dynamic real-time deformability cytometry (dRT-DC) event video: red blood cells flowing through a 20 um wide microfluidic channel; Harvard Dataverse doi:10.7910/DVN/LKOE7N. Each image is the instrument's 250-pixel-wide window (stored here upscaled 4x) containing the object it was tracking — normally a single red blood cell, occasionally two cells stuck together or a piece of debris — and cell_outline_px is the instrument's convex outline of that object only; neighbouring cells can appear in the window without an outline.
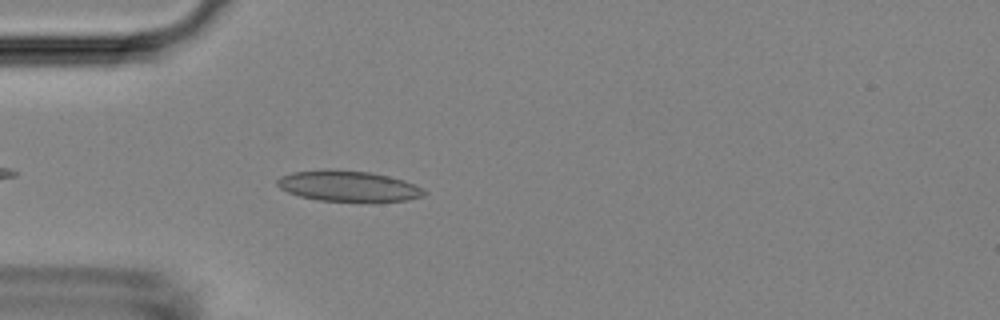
{"species": "Egyptian fruit bat (a non-hibernating species)", "species_latin": "Rousettus aegyptiacus", "temperature_condition": "room temperature", "stored_images_in_passage": 41, "camera_frame_rate_fps": 3000, "um_per_image_px": 0.085, "animal": {"sex": "female"}, "frame": {"image": 1, "passage_image": 4, "time_ms": 1.0, "image_size_px": [1000, 320], "cell_outline_px": [[428, 192], [424, 196], [404, 200], [376, 204], [316, 200], [300, 196], [288, 192], [280, 188], [276, 184], [276, 180], [280, 176], [292, 172], [324, 168], [328, 168], [372, 172], [404, 180], [424, 188]], "centroid_in_image_um": [29.63, 15.84], "position_along_channel_um": 55.4, "area_um2": 27.51}}
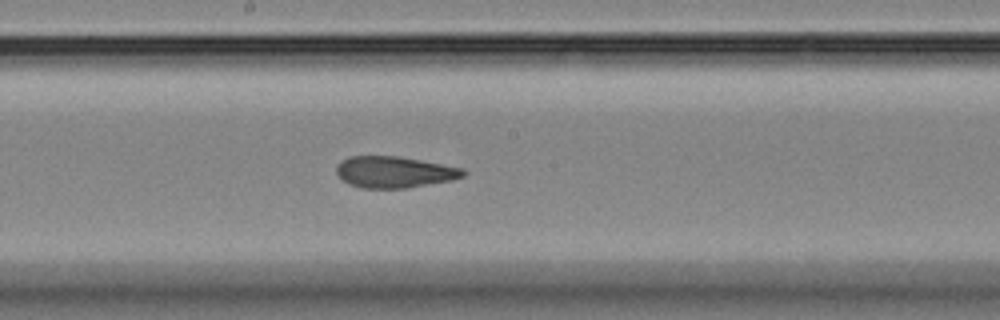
{"frame": {"image": 2, "passage_image": 17, "time_ms": 5.333, "image_size_px": [1000, 320], "cell_outline_px": [[468, 172], [464, 176], [452, 180], [408, 188], [360, 188], [348, 184], [336, 172], [336, 164], [340, 160], [348, 156], [396, 156], [420, 160], [464, 168]], "centroid_in_image_um": [33.51, 14.62], "position_along_channel_um": 214.7, "area_um2": 23.35}}
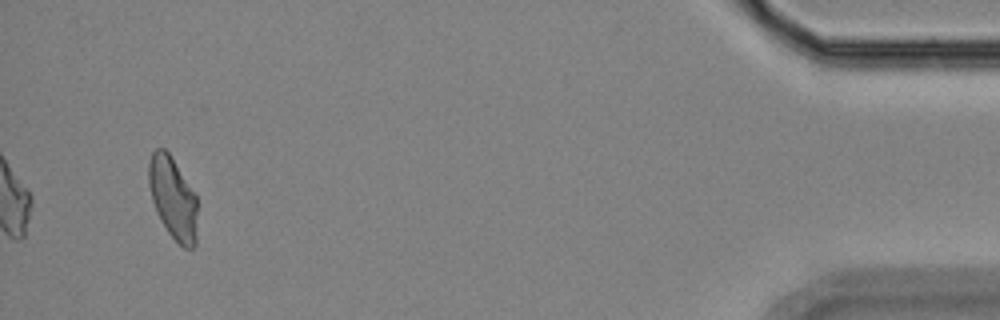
{"frame": {"image": 3, "passage_image": 39, "time_ms": 12.667, "image_size_px": [1000, 320], "cell_outline_px": [[196, 244], [192, 248], [184, 248], [168, 232], [160, 220], [156, 212], [152, 200], [148, 184], [148, 164], [152, 152], [156, 148], [164, 148], [168, 152], [196, 196]], "centroid_in_image_um": [14.67, 16.84], "position_along_channel_um": 420.5, "area_um2": 23.0}, "authors_computed_cell_mechanics": {"area_um2": 23.8714, "velocity_mm_per_s": 3.7963, "shape_relaxation_time_tau1_ms": null, "shape_relaxation_time_tau2_ms": 1.6225, "deformation_change_tau1": null, "deformation_change_tau2": 0.0791}}